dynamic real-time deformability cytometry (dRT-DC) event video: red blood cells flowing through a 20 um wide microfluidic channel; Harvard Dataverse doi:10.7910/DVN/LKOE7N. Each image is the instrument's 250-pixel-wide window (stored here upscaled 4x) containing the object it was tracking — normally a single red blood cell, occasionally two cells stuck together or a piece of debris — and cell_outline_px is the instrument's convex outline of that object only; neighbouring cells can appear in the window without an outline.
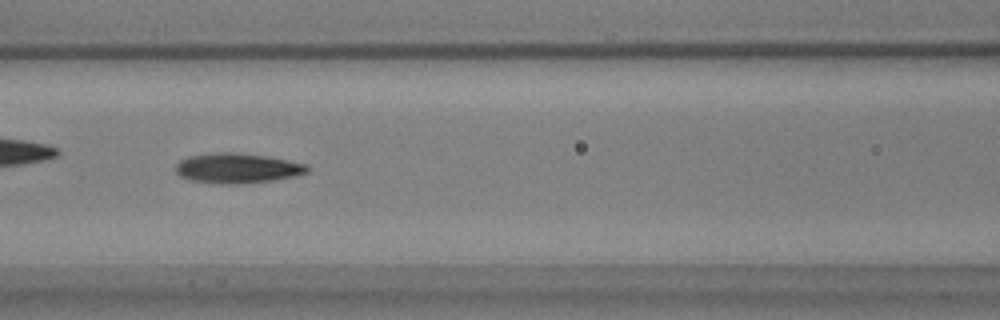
{"species": "common noctule bat (a hibernating species)", "species_latin": "Nyctalus noctula", "temperature_condition": "warm", "stored_images_in_passage": 46, "camera_frame_rate_fps": 3000, "um_per_image_px": 0.085, "animal": {"sex": "male", "body_mass_g": 17.9, "forearm_length_mm": 54.2}, "frame": {"image": 1, "passage_image": 14, "time_ms": 4.333, "image_size_px": [1000, 320], "cell_outline_px": [[308, 172], [296, 176], [272, 180], [240, 184], [216, 184], [188, 180], [180, 176], [176, 172], [176, 164], [180, 160], [188, 156], [216, 152], [236, 152], [268, 156], [308, 164]], "centroid_in_image_um": [20.15, 14.29], "position_along_channel_um": 146.4, "area_um2": 23.29}}
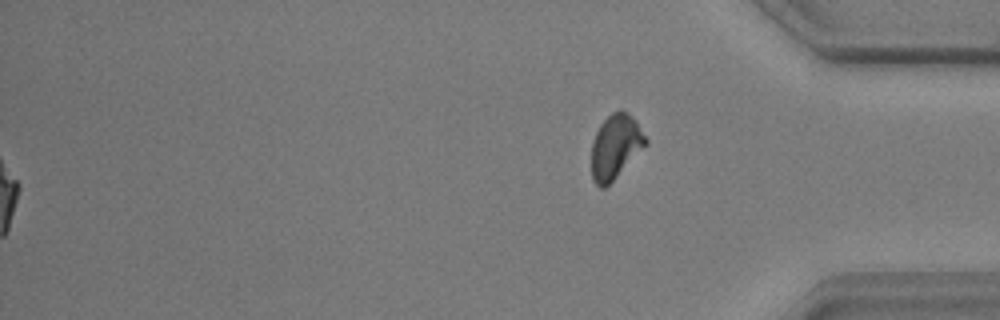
{"frame": {"image": 2, "passage_image": 46, "time_ms": 15.0, "image_size_px": [1000, 320], "cell_outline_px": [[648, 144], [604, 188], [600, 188], [592, 180], [592, 140], [600, 124], [612, 112], [620, 108], [628, 112], [636, 120], [648, 140]], "centroid_in_image_um": [52.32, 12.42], "position_along_channel_um": 382.9, "area_um2": 20.29}, "authors_computed_cell_mechanics": {"area_um2": 21.9062, "velocity_mm_per_s": 3.6704, "shape_relaxation_time_tau1_ms": 4.1402, "shape_relaxation_time_tau2_ms": 3.1722, "deformation_change_tau1": 0.1556, "deformation_change_tau2": 0.102}}